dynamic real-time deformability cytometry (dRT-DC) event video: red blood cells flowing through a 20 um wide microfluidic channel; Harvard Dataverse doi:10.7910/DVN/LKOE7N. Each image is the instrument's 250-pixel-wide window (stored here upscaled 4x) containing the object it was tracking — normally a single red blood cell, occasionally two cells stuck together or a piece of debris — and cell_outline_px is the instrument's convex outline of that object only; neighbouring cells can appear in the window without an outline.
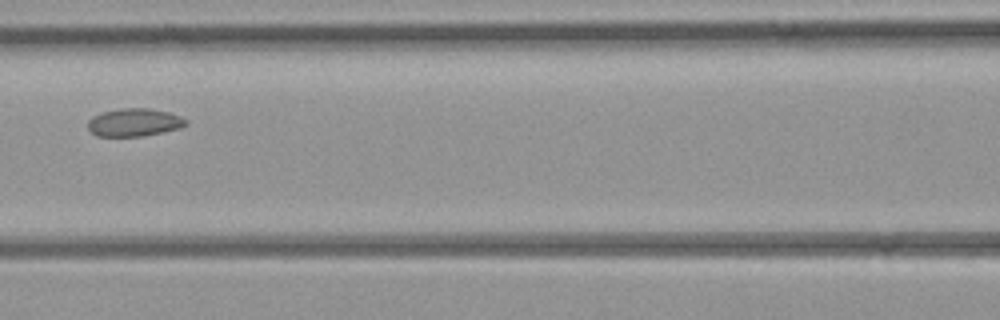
{"species": "common noctule bat (a hibernating species)", "species_latin": "Nyctalus noctula", "temperature_condition": "room temperature", "stored_images_in_passage": 7, "camera_frame_rate_fps": 3000, "um_per_image_px": 0.085, "animal": {"sex": "female", "body_mass_g": 21.9}, "frame": {"image": 1, "passage_image": 6, "time_ms": 6.667, "image_size_px": [1000, 320], "cell_outline_px": [[188, 124], [180, 128], [144, 136], [96, 136], [88, 128], [88, 120], [92, 116], [100, 112], [120, 108], [148, 108], [168, 112], [180, 116], [188, 120]], "centroid_in_image_um": [11.4, 10.4], "position_along_channel_um": 155.2, "area_um2": 16.07}}
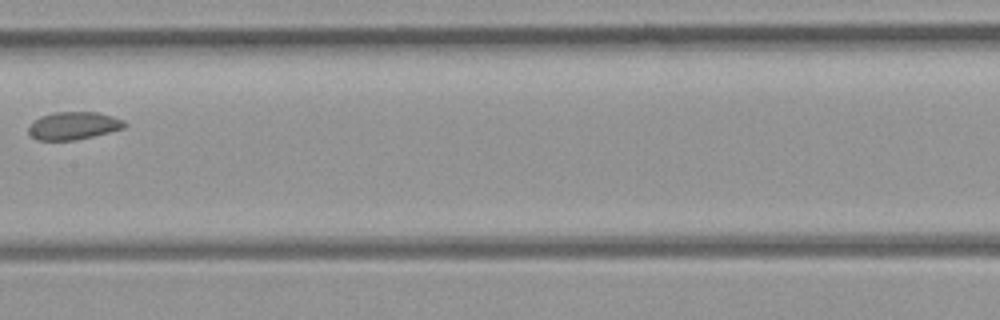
{"frame": {"image": 2, "passage_image": 7, "time_ms": 7.667, "image_size_px": [1000, 320], "cell_outline_px": [[128, 124], [124, 128], [76, 140], [36, 140], [28, 132], [28, 124], [40, 116], [56, 112], [96, 112], [112, 116], [124, 120]], "centroid_in_image_um": [6.23, 10.68], "position_along_channel_um": 201.2, "area_um2": 15.55}}